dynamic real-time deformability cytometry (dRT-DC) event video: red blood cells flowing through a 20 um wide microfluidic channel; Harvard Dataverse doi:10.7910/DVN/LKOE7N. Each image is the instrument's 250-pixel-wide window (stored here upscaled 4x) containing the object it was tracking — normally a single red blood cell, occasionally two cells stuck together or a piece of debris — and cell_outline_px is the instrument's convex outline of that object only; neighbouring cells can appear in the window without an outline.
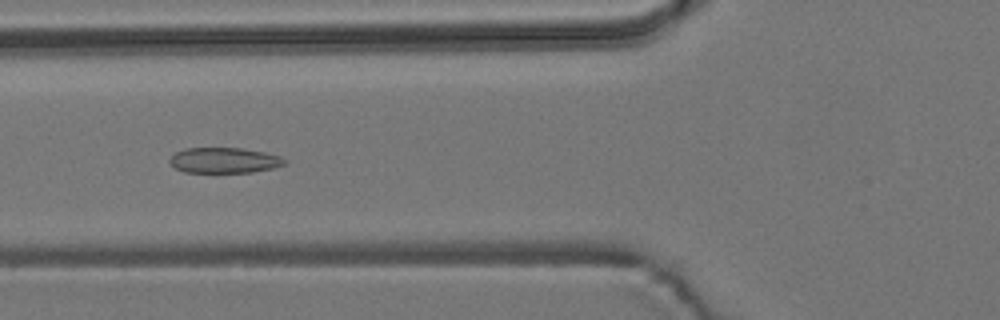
{"species": "common noctule bat (a hibernating species)", "species_latin": "Nyctalus noctula", "temperature_condition": "room temperature", "stored_images_in_passage": 8, "camera_frame_rate_fps": 3000, "um_per_image_px": 0.085, "animal": {"sex": "male", "body_mass_g": 19.2, "forearm_length_mm": 51.8}, "frame": {"image": 1, "passage_image": 6, "time_ms": 6.0, "image_size_px": [1000, 320], "cell_outline_px": [[288, 160], [284, 164], [276, 168], [252, 172], [184, 172], [176, 168], [168, 160], [176, 152], [184, 148], [240, 148], [264, 152], [280, 156]], "centroid_in_image_um": [19.09, 13.63], "position_along_channel_um": 106.7, "area_um2": 17.05}}
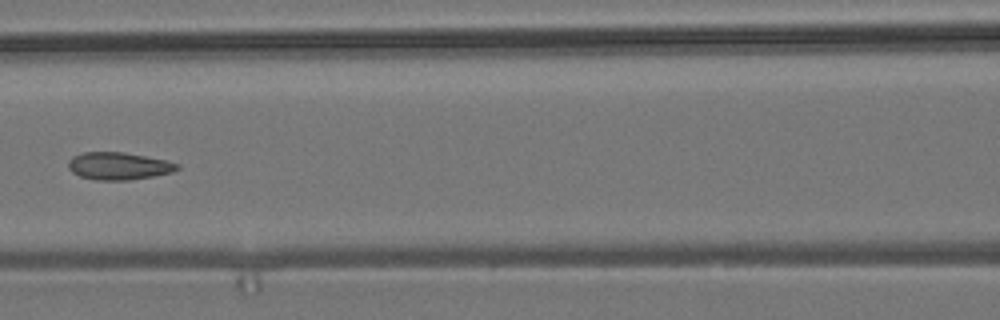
{"frame": {"image": 2, "passage_image": 7, "time_ms": 7.333, "image_size_px": [1000, 320], "cell_outline_px": [[180, 168], [172, 172], [152, 176], [128, 180], [96, 180], [80, 176], [72, 172], [68, 168], [68, 160], [72, 156], [84, 152], [124, 152], [168, 160], [180, 164]], "centroid_in_image_um": [10.09, 14.1], "position_along_channel_um": 156.5, "area_um2": 17.51}}
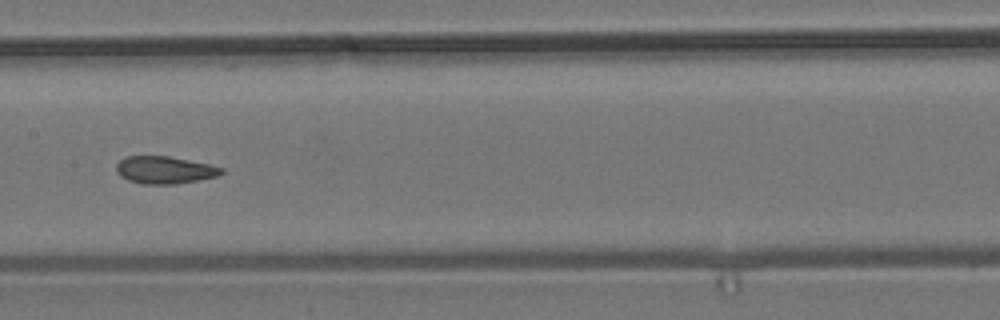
{"frame": {"image": 3, "passage_image": 8, "time_ms": 8.333, "image_size_px": [1000, 320], "cell_outline_px": [[224, 172], [216, 176], [200, 180], [176, 184], [140, 184], [128, 180], [120, 176], [116, 172], [116, 164], [124, 156], [168, 156], [208, 164], [224, 168]], "centroid_in_image_um": [13.96, 14.45], "position_along_channel_um": 193.4, "area_um2": 16.88}}